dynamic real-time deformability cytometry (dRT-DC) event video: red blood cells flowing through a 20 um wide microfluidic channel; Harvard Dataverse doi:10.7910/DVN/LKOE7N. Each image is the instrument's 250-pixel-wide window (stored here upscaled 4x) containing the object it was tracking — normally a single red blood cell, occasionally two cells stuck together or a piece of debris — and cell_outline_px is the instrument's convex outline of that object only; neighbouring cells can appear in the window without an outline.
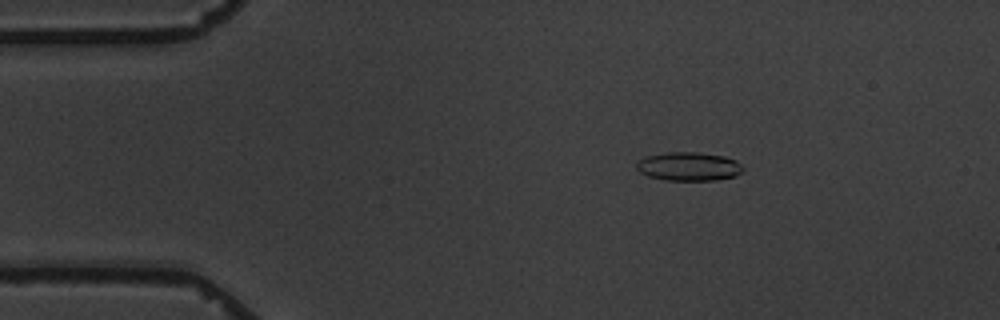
{"species": "common noctule bat (a hibernating species)", "species_latin": "Nyctalus noctula", "temperature_condition": "warm", "stored_images_in_passage": 2, "camera_frame_rate_fps": 3000, "um_per_image_px": 0.085, "animal": {"sex": "male", "body_mass_g": 19.5, "forearm_length_mm": 54.6}, "frame": {"image": 1, "passage_image": 1, "time_ms": 0.0, "image_size_px": [1000, 320], "cell_outline_px": [[744, 168], [736, 176], [716, 180], [664, 180], [648, 176], [640, 172], [636, 168], [636, 164], [640, 160], [648, 156], [668, 152], [696, 152], [724, 156], [736, 160]], "centroid_in_image_um": [58.55, 14.15], "position_along_channel_um": 26.4, "area_um2": 17.69}}